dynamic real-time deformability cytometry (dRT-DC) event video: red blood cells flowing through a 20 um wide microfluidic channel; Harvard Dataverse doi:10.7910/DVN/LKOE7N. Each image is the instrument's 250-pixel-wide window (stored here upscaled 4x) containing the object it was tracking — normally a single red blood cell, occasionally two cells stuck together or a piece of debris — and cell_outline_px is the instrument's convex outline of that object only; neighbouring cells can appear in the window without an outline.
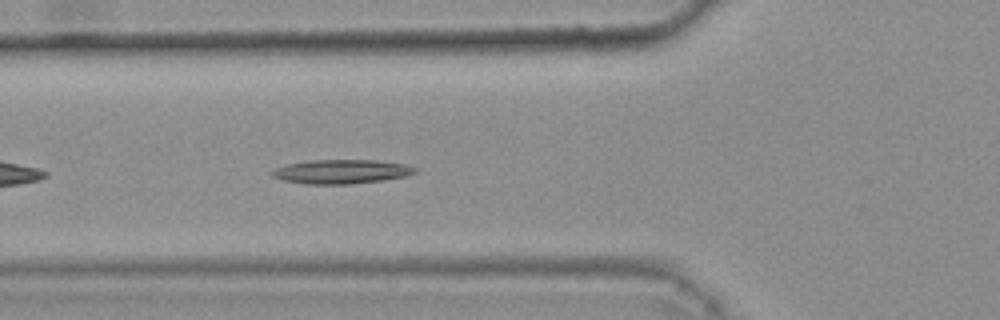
{"species": "common noctule bat (a hibernating species)", "species_latin": "Nyctalus noctula", "temperature_condition": "warm", "stored_images_in_passage": 30, "camera_frame_rate_fps": 3000, "um_per_image_px": 0.085, "animal": {"sex": "female", "body_mass_g": 25.1}, "frame": {"image": 1, "passage_image": 5, "time_ms": 1.333, "image_size_px": [1000, 320], "cell_outline_px": [[416, 172], [404, 176], [380, 180], [352, 184], [304, 184], [284, 180], [272, 176], [272, 172], [276, 168], [288, 164], [312, 160], [376, 160], [404, 164], [416, 168]], "centroid_in_image_um": [29.0, 14.59], "position_along_channel_um": 96.8, "area_um2": 19.77}}
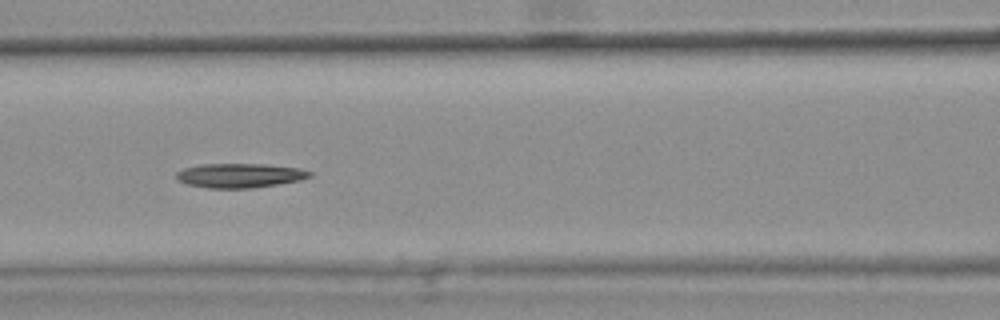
{"frame": {"image": 2, "passage_image": 9, "time_ms": 2.667, "image_size_px": [1000, 320], "cell_outline_px": [[312, 176], [300, 180], [252, 188], [208, 188], [188, 184], [176, 180], [176, 172], [184, 168], [200, 164], [264, 164], [300, 168], [312, 172]], "centroid_in_image_um": [20.37, 14.91], "position_along_channel_um": 146.2, "area_um2": 18.9}, "authors_computed_cell_mechanics": {"area_um2": 18.8428, "velocity_mm_per_s": 3.6939, "shape_relaxation_time_tau1_ms": 8.8621, "shape_relaxation_time_tau2_ms": null, "deformation_change_tau1": 0.2364, "deformation_change_tau2": null}}